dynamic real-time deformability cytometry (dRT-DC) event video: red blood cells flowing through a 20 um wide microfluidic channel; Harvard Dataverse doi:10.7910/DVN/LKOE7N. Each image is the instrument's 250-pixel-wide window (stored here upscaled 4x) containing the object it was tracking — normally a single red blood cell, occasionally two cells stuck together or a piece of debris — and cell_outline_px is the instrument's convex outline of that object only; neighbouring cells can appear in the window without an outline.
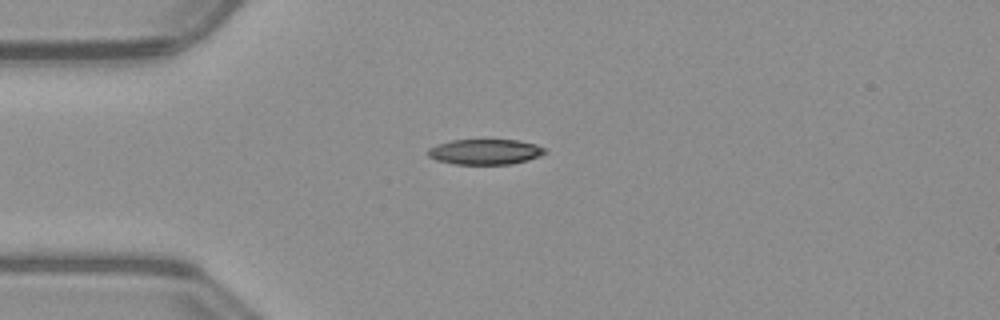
{"species": "common noctule bat (a hibernating species)", "species_latin": "Nyctalus noctula", "temperature_condition": "warm", "stored_images_in_passage": 39, "camera_frame_rate_fps": 3000, "um_per_image_px": 0.085, "animal": {"sex": "male", "body_mass_g": 23.1, "forearm_length_mm": 52.7}, "frame": {"image": 1, "passage_image": 1, "time_ms": 0.0, "image_size_px": [1000, 320], "cell_outline_px": [[548, 152], [540, 156], [528, 160], [512, 164], [452, 164], [436, 160], [428, 156], [424, 152], [428, 148], [436, 144], [452, 140], [516, 140], [536, 144], [544, 148]], "centroid_in_image_um": [41.2, 12.91], "position_along_channel_um": 43.8, "area_um2": 17.51}}
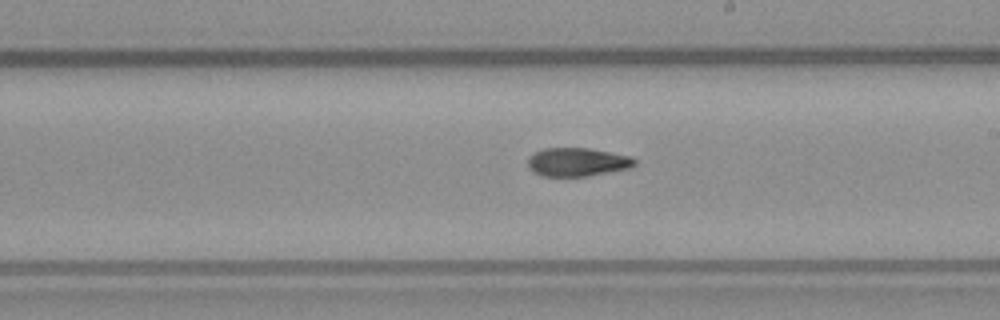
{"frame": {"image": 2, "passage_image": 17, "time_ms": 5.333, "image_size_px": [1000, 320], "cell_outline_px": [[636, 164], [632, 168], [588, 176], [544, 176], [528, 168], [528, 156], [544, 148], [588, 148], [632, 156], [636, 160]], "centroid_in_image_um": [49.11, 13.77], "position_along_channel_um": 239.9, "area_um2": 17.8}}
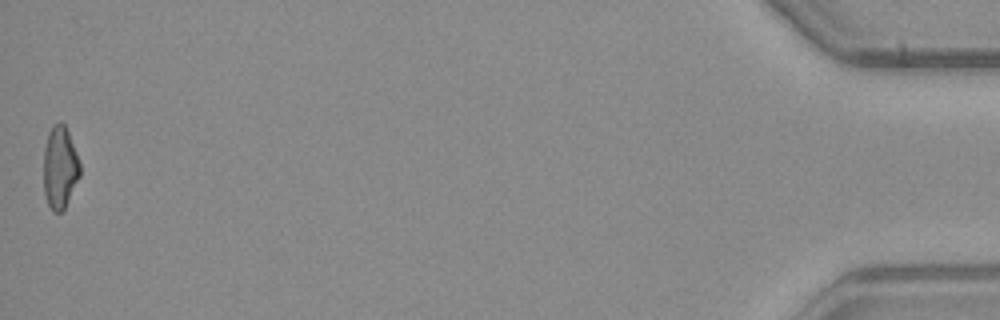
{"frame": {"image": 3, "passage_image": 39, "time_ms": 12.667, "image_size_px": [1000, 320], "cell_outline_px": [[80, 176], [64, 208], [60, 212], [52, 212], [44, 196], [44, 148], [48, 132], [52, 124], [60, 120], [64, 124], [68, 132], [76, 152], [80, 164]], "centroid_in_image_um": [5.08, 14.21], "position_along_channel_um": 430.1, "area_um2": 17.51}, "authors_computed_cell_mechanics": {"area_um2": 18.0336, "velocity_mm_per_s": 4.0275, "shape_relaxation_time_tau1_ms": null, "shape_relaxation_time_tau2_ms": 3.1831, "deformation_change_tau1": null, "deformation_change_tau2": 0.0962}}